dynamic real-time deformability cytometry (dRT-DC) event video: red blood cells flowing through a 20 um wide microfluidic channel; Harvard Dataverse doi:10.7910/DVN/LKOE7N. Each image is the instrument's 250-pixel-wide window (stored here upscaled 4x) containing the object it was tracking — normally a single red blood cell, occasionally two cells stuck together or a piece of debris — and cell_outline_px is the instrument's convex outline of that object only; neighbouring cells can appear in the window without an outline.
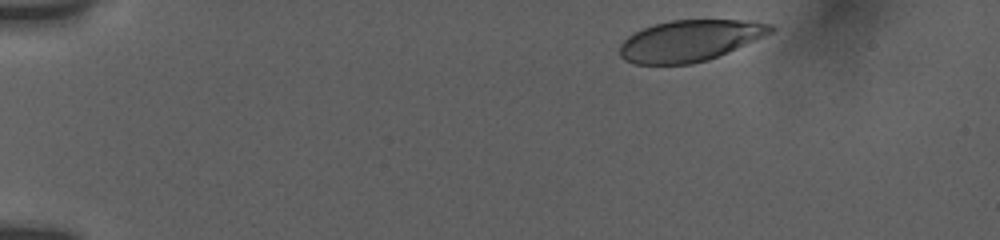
{"species": "human", "species_latin": "Homo sapiens", "temperature_condition": "room temperature", "stored_images_in_passage": 5, "camera_frame_rate_fps": 3000, "um_per_image_px": 0.085, "donor": {"sex": "female"}, "frame": {"image": 1, "passage_image": 1, "time_ms": 0.0, "image_size_px": [1000, 240], "cell_outline_px": [[776, 28], [772, 32], [728, 52], [708, 60], [692, 64], [632, 64], [624, 60], [620, 56], [620, 44], [628, 36], [644, 28], [656, 24], [672, 20], [756, 20], [772, 24]], "centroid_in_image_um": [58.65, 3.45], "position_along_channel_um": 26.3, "area_um2": 36.24}}
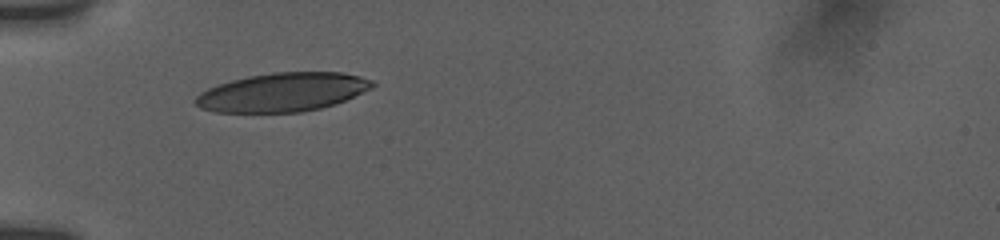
{"frame": {"image": 2, "passage_image": 4, "time_ms": 3.333, "image_size_px": [1000, 240], "cell_outline_px": [[376, 84], [372, 88], [336, 104], [320, 108], [300, 112], [216, 112], [200, 108], [192, 100], [200, 92], [208, 88], [232, 80], [248, 76], [272, 72], [344, 72], [360, 76], [372, 80]], "centroid_in_image_um": [24.02, 7.83], "position_along_channel_um": 61.0, "area_um2": 40.0}}